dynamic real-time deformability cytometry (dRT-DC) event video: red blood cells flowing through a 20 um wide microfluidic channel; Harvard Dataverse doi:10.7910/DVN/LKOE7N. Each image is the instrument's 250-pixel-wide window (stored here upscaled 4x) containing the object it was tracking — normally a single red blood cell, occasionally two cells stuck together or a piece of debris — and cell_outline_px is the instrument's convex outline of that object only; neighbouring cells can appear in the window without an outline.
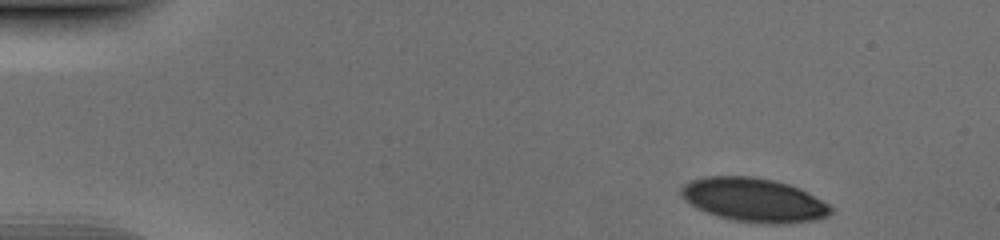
{"species": "human", "species_latin": "Homo sapiens", "temperature_condition": "cold", "stored_images_in_passage": 42, "camera_frame_rate_fps": 3000, "um_per_image_px": 0.085, "donor": {"sex": "male"}, "frame": {"image": 1, "passage_image": 1, "time_ms": 0.0, "image_size_px": [1000, 240], "cell_outline_px": [[832, 212], [828, 216], [816, 220], [776, 224], [768, 224], [736, 220], [716, 216], [696, 208], [684, 200], [680, 196], [680, 188], [684, 184], [692, 180], [704, 176], [752, 176], [772, 180], [788, 184], [800, 188], [828, 204], [832, 208]], "centroid_in_image_um": [64.05, 16.99], "position_along_channel_um": 21.0, "area_um2": 38.21}}
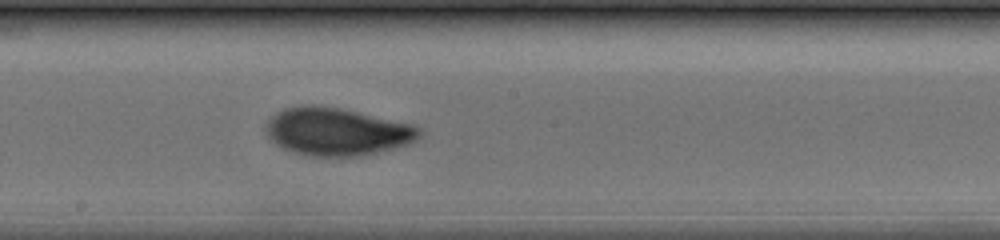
{"frame": {"image": 2, "passage_image": 24, "time_ms": 7.667, "image_size_px": [1000, 240], "cell_outline_px": [[424, 132], [416, 140], [408, 144], [396, 148], [360, 156], [308, 156], [292, 152], [276, 144], [264, 132], [264, 124], [268, 116], [284, 108], [304, 104], [312, 104], [340, 108], [416, 124], [424, 128]], "centroid_in_image_um": [28.64, 11.17], "position_along_channel_um": 219.6, "area_um2": 43.58}}
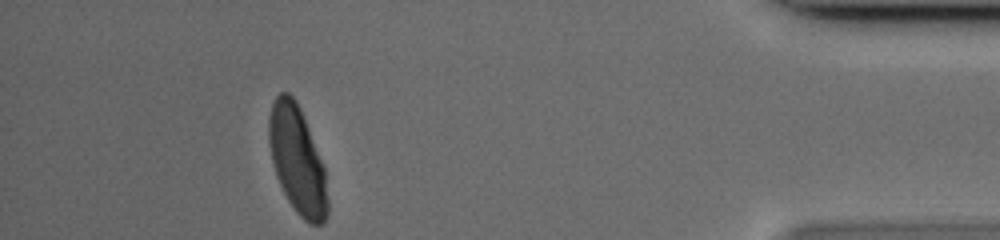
{"frame": {"image": 3, "passage_image": 42, "time_ms": 13.667, "image_size_px": [1000, 240], "cell_outline_px": [[328, 216], [320, 224], [312, 224], [304, 220], [296, 212], [288, 200], [276, 176], [272, 164], [268, 144], [268, 116], [272, 104], [276, 96], [280, 92], [288, 92], [296, 100], [300, 108], [324, 168], [328, 200]], "centroid_in_image_um": [25.24, 13.6], "position_along_channel_um": 410.0, "area_um2": 36.65}}